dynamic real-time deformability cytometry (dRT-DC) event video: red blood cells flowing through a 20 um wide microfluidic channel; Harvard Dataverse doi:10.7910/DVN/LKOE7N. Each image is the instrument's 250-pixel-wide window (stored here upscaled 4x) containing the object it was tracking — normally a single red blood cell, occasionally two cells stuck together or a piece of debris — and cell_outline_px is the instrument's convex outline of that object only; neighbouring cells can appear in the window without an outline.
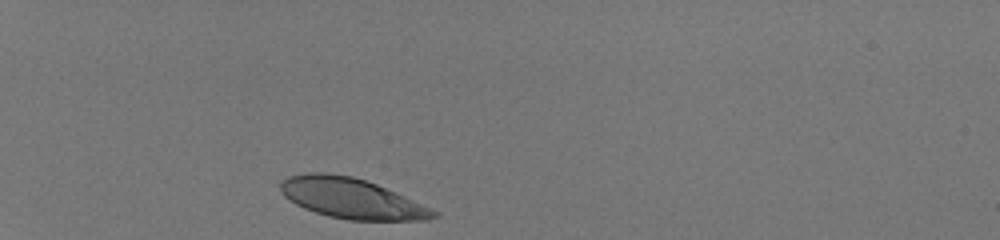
{"species": "human", "species_latin": "Homo sapiens", "temperature_condition": "room temperature", "stored_images_in_passage": 31, "camera_frame_rate_fps": 3000, "um_per_image_px": 0.085, "donor": {"sex": "male"}, "frame": {"image": 1, "passage_image": 1, "time_ms": 0.0, "image_size_px": [1000, 240], "cell_outline_px": [[440, 216], [428, 220], [348, 220], [328, 216], [304, 208], [296, 204], [284, 196], [280, 192], [280, 180], [288, 176], [308, 172], [324, 172], [352, 176], [376, 184], [404, 196], [440, 212]], "centroid_in_image_um": [29.86, 16.86], "position_along_channel_um": 55.1, "area_um2": 35.95}}
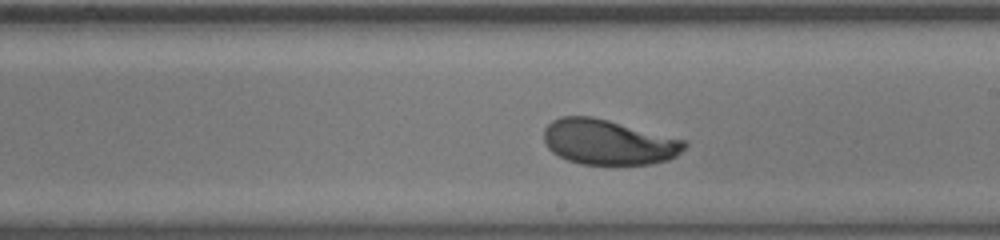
{"frame": {"image": 2, "passage_image": 18, "time_ms": 5.667, "image_size_px": [1000, 240], "cell_outline_px": [[688, 144], [676, 156], [668, 160], [652, 164], [580, 164], [568, 160], [552, 152], [548, 148], [544, 140], [544, 128], [552, 120], [560, 116], [592, 116], [688, 140]], "centroid_in_image_um": [51.72, 12.07], "position_along_channel_um": 237.3, "area_um2": 37.17}}
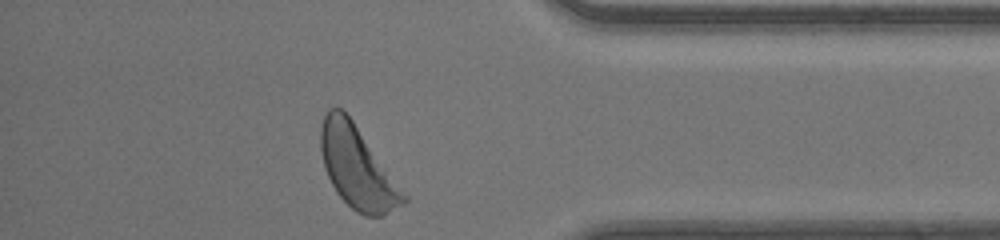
{"frame": {"image": 3, "passage_image": 31, "time_ms": 10.0, "image_size_px": [1000, 240], "cell_outline_px": [[408, 200], [384, 216], [364, 216], [356, 212], [336, 192], [324, 168], [320, 148], [320, 128], [324, 116], [328, 108], [340, 108], [352, 120], [408, 196]], "centroid_in_image_um": [30.36, 14.25], "position_along_channel_um": 404.8, "area_um2": 39.07}, "authors_computed_cell_mechanics": {"area_um2": 37.3966, "velocity_mm_per_s": 4.1127, "shape_relaxation_time_tau1_ms": 2.4871, "shape_relaxation_time_tau2_ms": null, "deformation_change_tau1": 0.1429, "deformation_change_tau2": null}}